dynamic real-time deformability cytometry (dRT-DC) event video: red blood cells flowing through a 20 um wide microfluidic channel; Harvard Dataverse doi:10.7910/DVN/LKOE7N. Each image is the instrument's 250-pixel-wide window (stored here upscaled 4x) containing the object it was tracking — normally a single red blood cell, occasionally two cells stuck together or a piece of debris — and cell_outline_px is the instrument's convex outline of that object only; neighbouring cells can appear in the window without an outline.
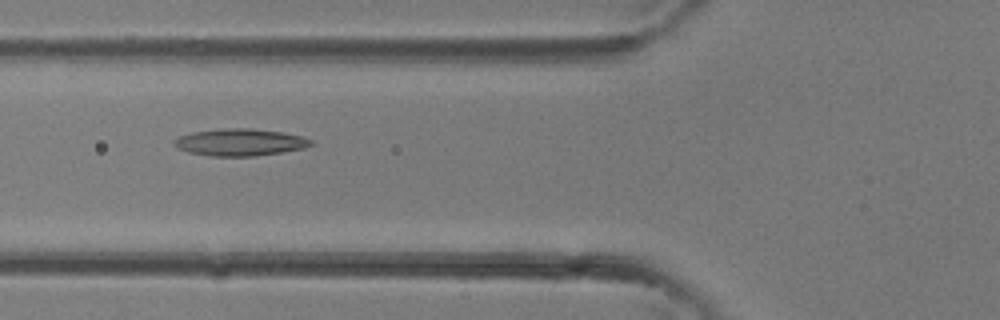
{"species": "common noctule bat (a hibernating species)", "species_latin": "Nyctalus noctula", "temperature_condition": "room temperature", "stored_images_in_passage": 28, "camera_frame_rate_fps": 3000, "um_per_image_px": 0.085, "animal": {"sex": "female"}, "frame": {"image": 1, "passage_image": 5, "time_ms": 1.333, "image_size_px": [1000, 320], "cell_outline_px": [[316, 144], [304, 148], [256, 156], [212, 156], [188, 152], [176, 148], [172, 144], [172, 140], [180, 136], [192, 132], [228, 128], [252, 128], [284, 132], [304, 136], [312, 140]], "centroid_in_image_um": [20.42, 12.09], "position_along_channel_um": 105.4, "area_um2": 21.79}}
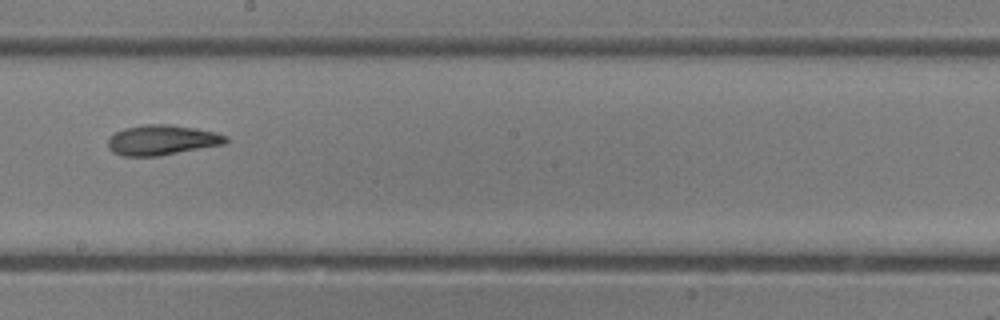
{"frame": {"image": 2, "passage_image": 12, "time_ms": 3.667, "image_size_px": [1000, 320], "cell_outline_px": [[228, 140], [224, 144], [160, 156], [124, 156], [112, 152], [108, 148], [108, 136], [124, 128], [144, 124], [168, 124], [196, 128], [216, 132], [228, 136]], "centroid_in_image_um": [13.75, 11.9], "position_along_channel_um": 234.4, "area_um2": 20.87}}
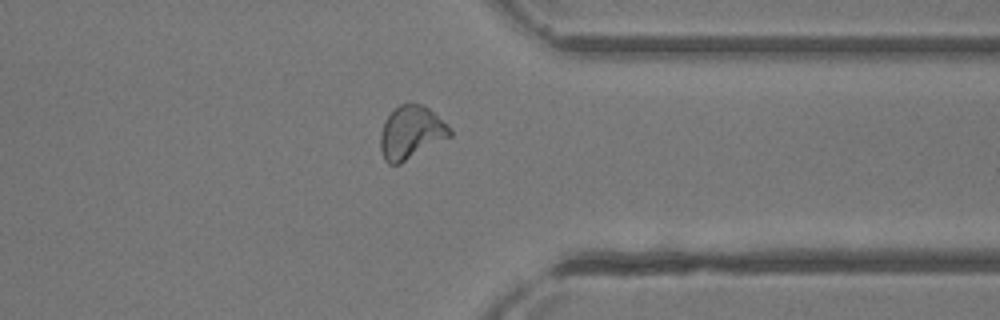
{"frame": {"image": 3, "passage_image": 20, "time_ms": 6.333, "image_size_px": [1000, 320], "cell_outline_px": [[452, 136], [400, 164], [388, 164], [384, 160], [380, 148], [380, 136], [384, 120], [400, 104], [420, 104], [428, 108], [452, 128]], "centroid_in_image_um": [34.95, 11.29], "position_along_channel_um": 376.5, "area_um2": 21.44}}